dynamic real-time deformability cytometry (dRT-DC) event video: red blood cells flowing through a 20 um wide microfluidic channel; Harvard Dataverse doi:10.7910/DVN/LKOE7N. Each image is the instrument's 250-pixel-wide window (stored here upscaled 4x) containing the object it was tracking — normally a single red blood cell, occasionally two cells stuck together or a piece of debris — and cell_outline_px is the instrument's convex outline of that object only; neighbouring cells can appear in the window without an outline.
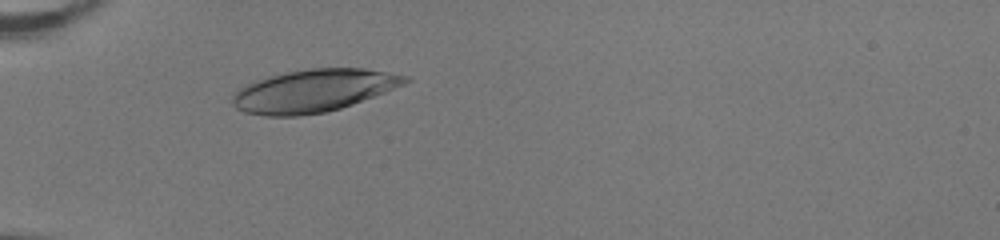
{"species": "human", "species_latin": "Homo sapiens", "temperature_condition": "room temperature", "stored_images_in_passage": 32, "camera_frame_rate_fps": 3000, "um_per_image_px": 0.085, "donor": {"sex": "female"}, "frame": {"image": 1, "passage_image": 1, "time_ms": 0.0, "image_size_px": [1000, 240], "cell_outline_px": [[412, 80], [404, 84], [384, 92], [352, 104], [340, 108], [324, 112], [300, 116], [264, 116], [244, 112], [236, 108], [232, 104], [232, 96], [240, 88], [256, 80], [268, 76], [288, 72], [312, 68], [364, 68], [408, 76]], "centroid_in_image_um": [26.63, 7.72], "position_along_channel_um": 58.4, "area_um2": 42.54}}
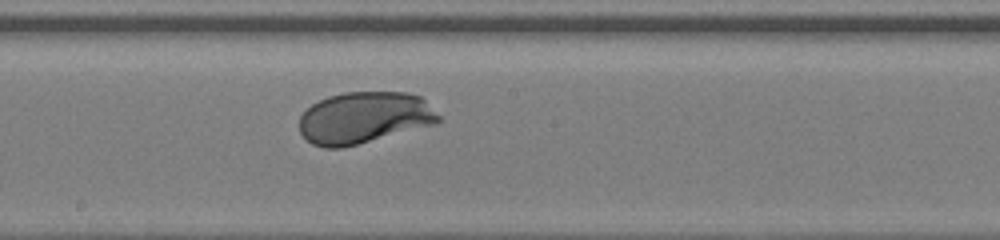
{"frame": {"image": 2, "passage_image": 14, "time_ms": 4.333, "image_size_px": [1000, 240], "cell_outline_px": [[440, 120], [436, 124], [340, 148], [324, 148], [312, 144], [300, 132], [300, 116], [312, 104], [328, 96], [344, 92], [408, 92], [420, 96], [440, 116]], "centroid_in_image_um": [30.95, 10.0], "position_along_channel_um": 217.3, "area_um2": 41.62}}
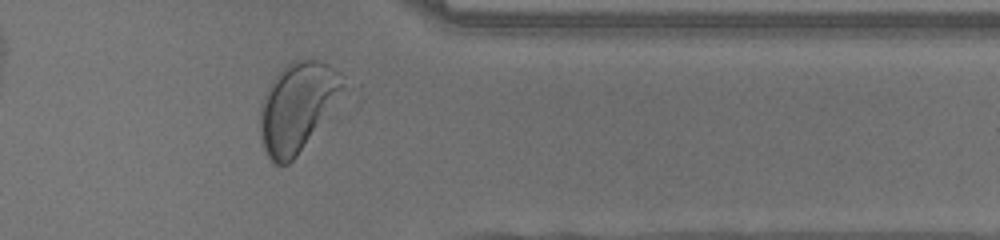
{"frame": {"image": 3, "passage_image": 27, "time_ms": 8.667, "image_size_px": [1000, 240], "cell_outline_px": [[348, 84], [296, 156], [288, 164], [272, 164], [260, 144], [260, 104], [272, 80], [292, 60], [320, 60], [328, 64], [340, 72], [344, 76]], "centroid_in_image_um": [25.25, 9.08], "position_along_channel_um": 386.2, "area_um2": 42.48}, "authors_computed_cell_mechanics": {"area_um2": 42.5119, "velocity_mm_per_s": 3.9853, "shape_relaxation_time_tau1_ms": 2.2971, "shape_relaxation_time_tau2_ms": null, "deformation_change_tau1": 0.1596, "deformation_change_tau2": null}}